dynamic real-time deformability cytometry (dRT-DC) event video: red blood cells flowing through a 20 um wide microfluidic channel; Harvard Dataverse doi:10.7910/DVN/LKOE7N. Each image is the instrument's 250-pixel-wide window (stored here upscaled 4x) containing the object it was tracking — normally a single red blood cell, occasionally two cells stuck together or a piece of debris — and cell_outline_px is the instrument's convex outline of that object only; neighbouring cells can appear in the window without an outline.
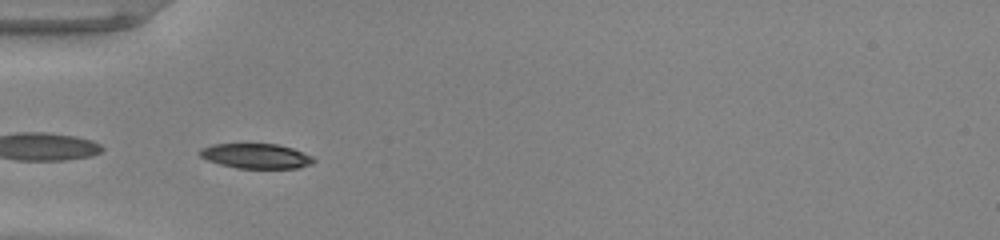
{"species": "common noctule bat (a hibernating species)", "species_latin": "Nyctalus noctula", "temperature_condition": "warm", "stored_images_in_passage": 40, "camera_frame_rate_fps": 3000, "um_per_image_px": 0.085, "animal": {"sex": "male", "body_mass_g": 20.0, "forearm_length_mm": 53.3}, "frame": {"image": 1, "passage_image": 5, "time_ms": 1.333, "image_size_px": [1000, 240], "cell_outline_px": [[316, 160], [312, 164], [300, 168], [236, 168], [220, 164], [208, 160], [200, 156], [196, 152], [200, 148], [212, 144], [276, 144], [292, 148], [312, 156]], "centroid_in_image_um": [21.75, 13.26], "position_along_channel_um": 63.3, "area_um2": 16.59}}
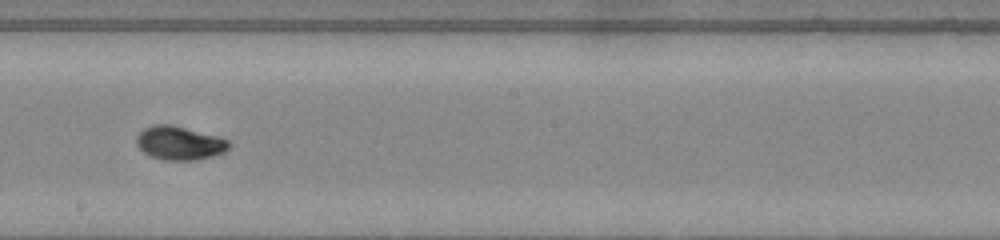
{"frame": {"image": 2, "passage_image": 18, "time_ms": 5.667, "image_size_px": [1000, 240], "cell_outline_px": [[232, 144], [224, 152], [212, 156], [196, 160], [164, 160], [148, 156], [136, 144], [136, 136], [144, 128], [152, 124], [172, 124], [216, 136], [228, 140]], "centroid_in_image_um": [15.23, 12.16], "position_along_channel_um": 233.0, "area_um2": 18.21}}
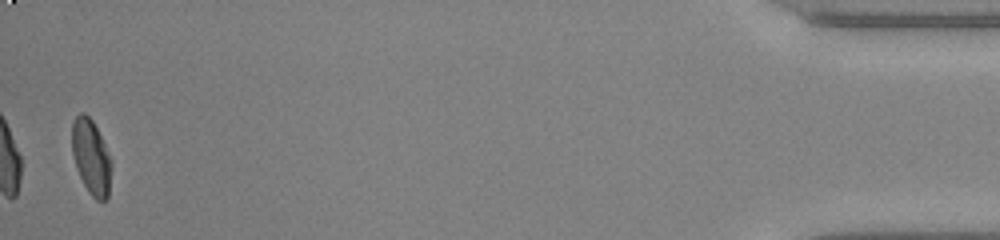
{"frame": {"image": 3, "passage_image": 39, "time_ms": 12.667, "image_size_px": [1000, 240], "cell_outline_px": [[112, 168], [108, 196], [104, 200], [96, 200], [88, 192], [76, 168], [72, 152], [72, 124], [76, 116], [80, 112], [84, 112], [92, 120], [112, 160]], "centroid_in_image_um": [7.75, 13.36], "position_along_channel_um": 427.5, "area_um2": 17.17}, "authors_computed_cell_mechanics": {"area_um2": 17.3689, "velocity_mm_per_s": 3.9926, "shape_relaxation_time_tau1_ms": 2.5901, "shape_relaxation_time_tau2_ms": 1.1967, "deformation_change_tau1": 0.1684, "deformation_change_tau2": 0.0409}}